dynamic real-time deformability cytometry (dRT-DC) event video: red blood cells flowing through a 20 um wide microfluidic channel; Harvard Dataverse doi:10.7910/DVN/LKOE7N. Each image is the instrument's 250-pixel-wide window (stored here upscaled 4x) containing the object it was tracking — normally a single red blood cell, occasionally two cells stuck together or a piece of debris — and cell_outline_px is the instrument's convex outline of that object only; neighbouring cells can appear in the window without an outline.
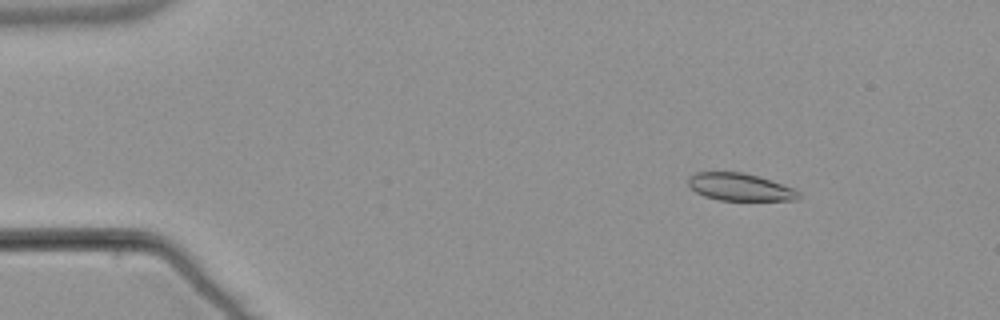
{"species": "common noctule bat (a hibernating species)", "species_latin": "Nyctalus noctula", "temperature_condition": "warm", "stored_images_in_passage": 54, "camera_frame_rate_fps": 3000, "um_per_image_px": 0.085, "animal": {"sex": "male", "body_mass_g": 21.5, "forearm_length_mm": 52.0}, "frame": {"image": 1, "passage_image": 7, "time_ms": 2.0, "image_size_px": [1000, 320], "cell_outline_px": [[800, 196], [796, 200], [720, 200], [704, 196], [696, 192], [688, 184], [688, 176], [696, 172], [740, 172], [756, 176], [792, 188], [800, 192]], "centroid_in_image_um": [62.85, 15.9], "position_along_channel_um": 22.2, "area_um2": 17.34}}
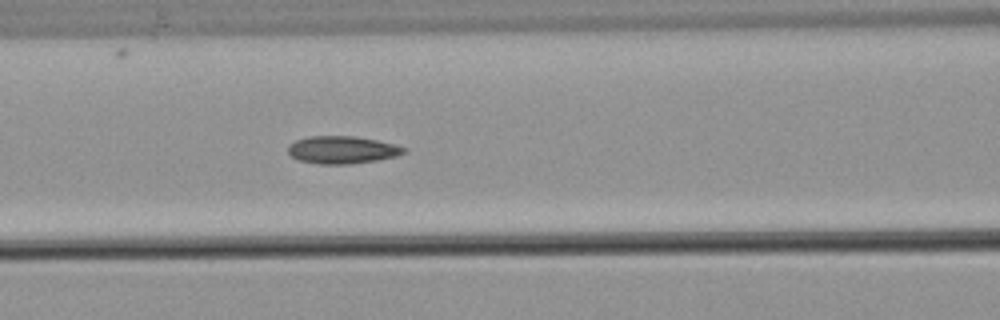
{"frame": {"image": 2, "passage_image": 23, "time_ms": 7.333, "image_size_px": [1000, 320], "cell_outline_px": [[408, 148], [404, 152], [396, 156], [376, 160], [352, 164], [316, 164], [300, 160], [292, 156], [288, 152], [288, 148], [296, 140], [308, 136], [356, 136], [396, 144]], "centroid_in_image_um": [29.11, 12.73], "position_along_channel_um": 137.5, "area_um2": 18.55}}
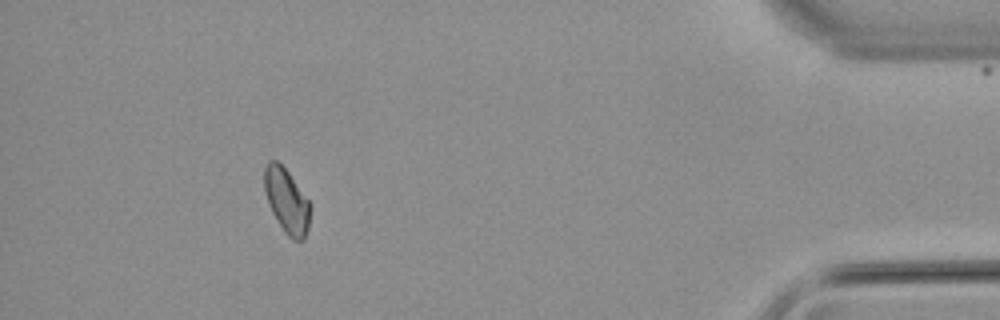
{"frame": {"image": 3, "passage_image": 49, "time_ms": 16.0, "image_size_px": [1000, 320], "cell_outline_px": [[312, 208], [308, 228], [304, 240], [292, 240], [284, 232], [272, 212], [268, 204], [264, 192], [264, 168], [268, 160], [276, 160], [288, 172], [312, 204]], "centroid_in_image_um": [24.38, 17.08], "position_along_channel_um": 410.8, "area_um2": 17.51}, "authors_computed_cell_mechanics": {"area_um2": 18.0914, "velocity_mm_per_s": 3.8234, "shape_relaxation_time_tau1_ms": null, "shape_relaxation_time_tau2_ms": 7.7653, "deformation_change_tau1": null, "deformation_change_tau2": 0.1184}}